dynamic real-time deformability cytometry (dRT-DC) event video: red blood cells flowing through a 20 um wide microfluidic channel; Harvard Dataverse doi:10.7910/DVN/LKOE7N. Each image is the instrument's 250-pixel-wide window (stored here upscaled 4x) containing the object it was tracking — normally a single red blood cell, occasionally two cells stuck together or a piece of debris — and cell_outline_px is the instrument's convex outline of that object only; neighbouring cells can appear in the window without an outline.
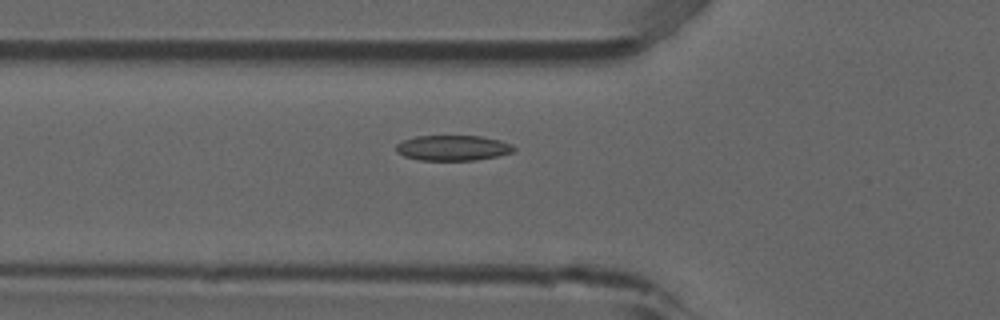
{"species": "common noctule bat (a hibernating species)", "species_latin": "Nyctalus noctula", "temperature_condition": "room temperature", "stored_images_in_passage": 53, "camera_frame_rate_fps": 3000, "um_per_image_px": 0.085, "animal": {"sex": "male", "forearm_length_mm": 52.5}, "frame": {"image": 1, "passage_image": 19, "time_ms": 6.0, "image_size_px": [1000, 320], "cell_outline_px": [[516, 148], [512, 152], [496, 156], [476, 160], [420, 160], [404, 156], [396, 152], [396, 144], [404, 140], [416, 136], [480, 136], [500, 140], [512, 144]], "centroid_in_image_um": [38.49, 12.57], "position_along_channel_um": 87.3, "area_um2": 17.34}}
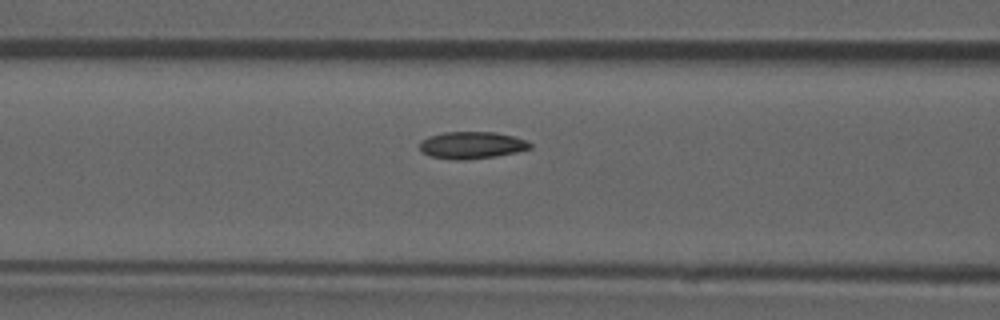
{"frame": {"image": 2, "passage_image": 22, "time_ms": 7.0, "image_size_px": [1000, 320], "cell_outline_px": [[532, 148], [516, 152], [496, 156], [464, 160], [456, 160], [428, 156], [420, 152], [420, 140], [428, 136], [444, 132], [496, 132], [528, 140], [532, 144]], "centroid_in_image_um": [40.08, 12.34], "position_along_channel_um": 126.5, "area_um2": 17.63}}
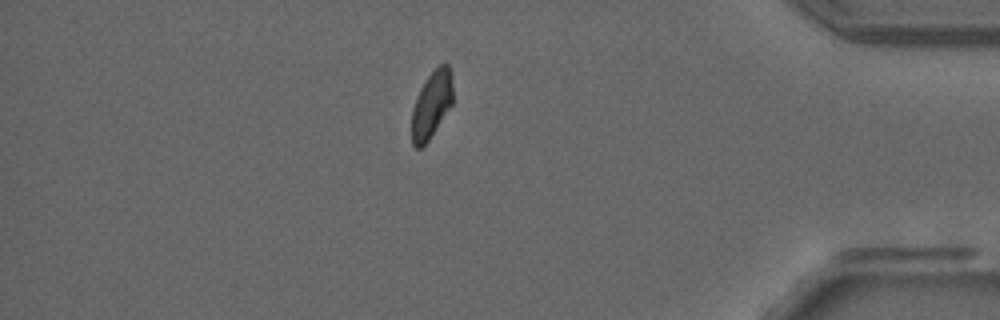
{"frame": {"image": 3, "passage_image": 46, "time_ms": 15.0, "image_size_px": [1000, 320], "cell_outline_px": [[452, 104], [428, 140], [420, 148], [416, 148], [412, 144], [412, 108], [416, 96], [420, 88], [428, 76], [440, 64], [448, 64], [452, 76]], "centroid_in_image_um": [36.67, 8.88], "position_along_channel_um": 398.5, "area_um2": 15.84}, "authors_computed_cell_mechanics": {"area_um2": 17.2822, "velocity_mm_per_s": 3.8633, "shape_relaxation_time_tau1_ms": 5.4494, "shape_relaxation_time_tau2_ms": 2.8771, "deformation_change_tau1": 0.1332, "deformation_change_tau2": 0.0702}}